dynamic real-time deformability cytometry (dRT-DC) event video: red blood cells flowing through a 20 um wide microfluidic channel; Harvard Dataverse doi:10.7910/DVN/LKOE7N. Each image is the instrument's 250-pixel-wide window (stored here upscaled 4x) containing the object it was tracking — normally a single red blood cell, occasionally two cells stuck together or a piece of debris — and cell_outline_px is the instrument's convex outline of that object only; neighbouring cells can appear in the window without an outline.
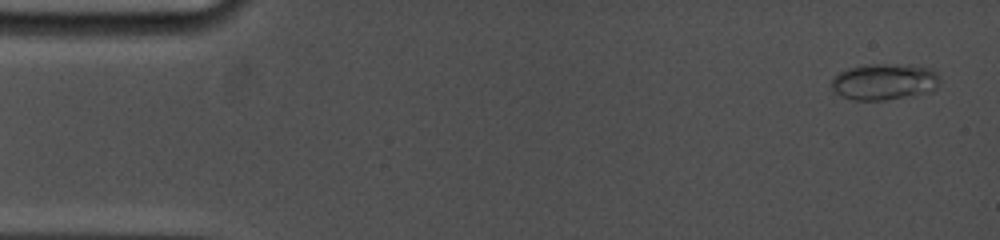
{"species": "common noctule bat (a hibernating species)", "species_latin": "Nyctalus noctula", "temperature_condition": "cold", "stored_images_in_passage": 30, "camera_frame_rate_fps": 5000, "um_per_image_px": 0.085, "animal": {"sex": "female", "body_mass_g": 19.0, "forearm_length_mm": 53.3}, "frame": {"image": 1, "passage_image": 1, "time_ms": 0.0, "image_size_px": [1000, 240], "cell_outline_px": [[940, 80], [936, 88], [932, 92], [884, 100], [852, 100], [840, 96], [832, 88], [832, 76], [848, 68], [868, 64], [912, 64], [932, 68], [940, 76]], "centroid_in_image_um": [75.2, 6.93], "position_along_channel_um": 9.8, "area_um2": 23.35}}
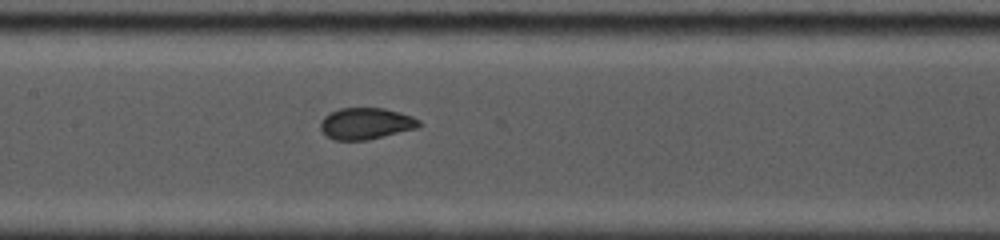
{"frame": {"image": 2, "passage_image": 12, "time_ms": 7.4, "image_size_px": [1000, 240], "cell_outline_px": [[424, 124], [416, 128], [368, 140], [336, 140], [328, 136], [320, 128], [320, 120], [324, 116], [340, 108], [384, 108], [400, 112], [412, 116], [420, 120]], "centroid_in_image_um": [31.13, 10.49], "position_along_channel_um": 176.3, "area_um2": 18.09}}
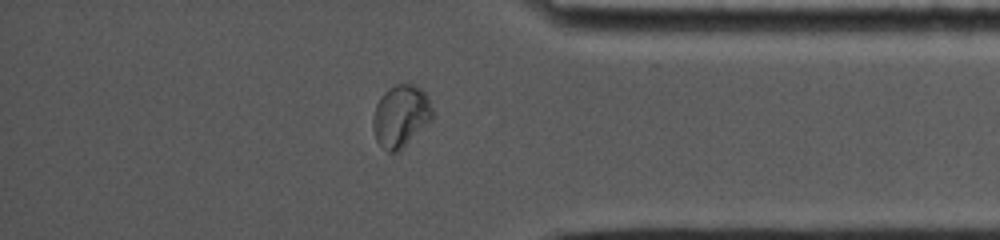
{"frame": {"image": 3, "passage_image": 26, "time_ms": 13.4, "image_size_px": [1000, 240], "cell_outline_px": [[432, 120], [400, 152], [388, 152], [376, 140], [372, 128], [372, 116], [376, 104], [384, 92], [388, 88], [396, 84], [412, 84], [420, 88], [428, 96], [432, 108]], "centroid_in_image_um": [34.06, 9.88], "position_along_channel_um": 401.1, "area_um2": 21.79}, "authors_computed_cell_mechanics": {"area_um2": 18.785, "velocity_mm_per_s": 3.8375, "shape_relaxation_time_tau1_ms": 2.5868, "shape_relaxation_time_tau2_ms": null, "deformation_change_tau1": 0.112, "deformation_change_tau2": null}}